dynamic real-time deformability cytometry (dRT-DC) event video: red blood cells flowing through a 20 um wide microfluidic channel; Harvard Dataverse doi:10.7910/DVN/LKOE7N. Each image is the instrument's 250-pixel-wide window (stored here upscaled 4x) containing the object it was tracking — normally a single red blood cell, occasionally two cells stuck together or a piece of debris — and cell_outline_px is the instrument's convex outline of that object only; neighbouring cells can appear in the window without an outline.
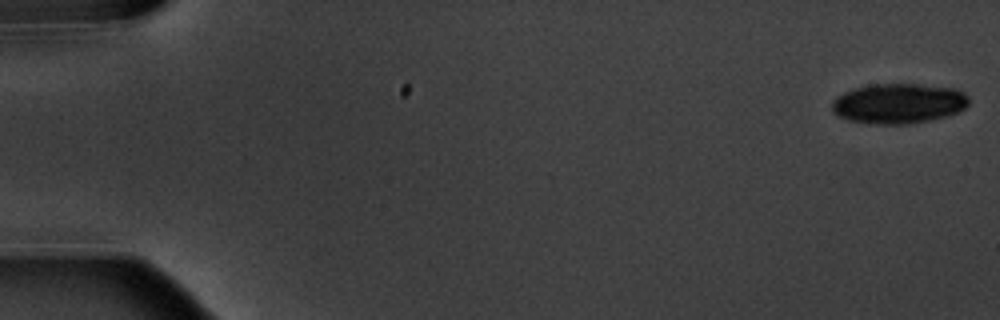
{"species": "common noctule bat (a hibernating species)", "species_latin": "Nyctalus noctula", "temperature_condition": "warm", "stored_images_in_passage": 5, "camera_frame_rate_fps": 3000, "um_per_image_px": 0.085, "animal": {"sex": "male", "body_mass_g": 20.1, "forearm_length_mm": 53.5}, "frame": {"image": 1, "passage_image": 1, "time_ms": 0.0, "image_size_px": [1000, 320], "cell_outline_px": [[968, 104], [964, 108], [948, 116], [908, 124], [880, 124], [848, 120], [832, 112], [832, 100], [836, 96], [844, 92], [856, 88], [872, 84], [920, 84], [956, 88], [964, 92], [968, 96]], "centroid_in_image_um": [76.38, 8.78], "position_along_channel_um": 8.6, "area_um2": 31.96}}